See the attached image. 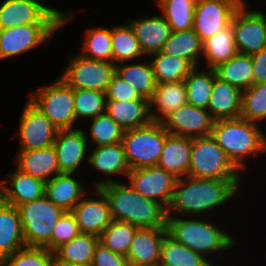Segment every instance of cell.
Segmentation results:
<instances>
[{"label": "cell", "mask_w": 266, "mask_h": 266, "mask_svg": "<svg viewBox=\"0 0 266 266\" xmlns=\"http://www.w3.org/2000/svg\"><path fill=\"white\" fill-rule=\"evenodd\" d=\"M240 183V179H210L188 175L178 178L167 208V216L179 212L197 217L207 211L216 210L237 196Z\"/></svg>", "instance_id": "cell-1"}, {"label": "cell", "mask_w": 266, "mask_h": 266, "mask_svg": "<svg viewBox=\"0 0 266 266\" xmlns=\"http://www.w3.org/2000/svg\"><path fill=\"white\" fill-rule=\"evenodd\" d=\"M94 185L107 197L113 220L128 222L137 228H166L167 209L159 202L145 198L129 184L108 177Z\"/></svg>", "instance_id": "cell-2"}, {"label": "cell", "mask_w": 266, "mask_h": 266, "mask_svg": "<svg viewBox=\"0 0 266 266\" xmlns=\"http://www.w3.org/2000/svg\"><path fill=\"white\" fill-rule=\"evenodd\" d=\"M258 124L241 117L214 122L211 136L239 171L246 168L249 155L266 153V133Z\"/></svg>", "instance_id": "cell-3"}, {"label": "cell", "mask_w": 266, "mask_h": 266, "mask_svg": "<svg viewBox=\"0 0 266 266\" xmlns=\"http://www.w3.org/2000/svg\"><path fill=\"white\" fill-rule=\"evenodd\" d=\"M195 218L167 216L168 235L204 257L208 253L214 254L233 247L235 240L227 234L228 232H224L212 222Z\"/></svg>", "instance_id": "cell-4"}, {"label": "cell", "mask_w": 266, "mask_h": 266, "mask_svg": "<svg viewBox=\"0 0 266 266\" xmlns=\"http://www.w3.org/2000/svg\"><path fill=\"white\" fill-rule=\"evenodd\" d=\"M26 247H45L51 251L55 224L65 212L45 195L17 206Z\"/></svg>", "instance_id": "cell-5"}, {"label": "cell", "mask_w": 266, "mask_h": 266, "mask_svg": "<svg viewBox=\"0 0 266 266\" xmlns=\"http://www.w3.org/2000/svg\"><path fill=\"white\" fill-rule=\"evenodd\" d=\"M168 134L158 121L124 131L121 143L130 170L156 166Z\"/></svg>", "instance_id": "cell-6"}, {"label": "cell", "mask_w": 266, "mask_h": 266, "mask_svg": "<svg viewBox=\"0 0 266 266\" xmlns=\"http://www.w3.org/2000/svg\"><path fill=\"white\" fill-rule=\"evenodd\" d=\"M188 176L210 179H241L240 171L211 135L192 138Z\"/></svg>", "instance_id": "cell-7"}, {"label": "cell", "mask_w": 266, "mask_h": 266, "mask_svg": "<svg viewBox=\"0 0 266 266\" xmlns=\"http://www.w3.org/2000/svg\"><path fill=\"white\" fill-rule=\"evenodd\" d=\"M29 96V101L38 108L58 129H73L76 121L74 89L61 78L42 87Z\"/></svg>", "instance_id": "cell-8"}, {"label": "cell", "mask_w": 266, "mask_h": 266, "mask_svg": "<svg viewBox=\"0 0 266 266\" xmlns=\"http://www.w3.org/2000/svg\"><path fill=\"white\" fill-rule=\"evenodd\" d=\"M70 14L62 12V24H28L0 29V59L21 55L45 43L74 13Z\"/></svg>", "instance_id": "cell-9"}, {"label": "cell", "mask_w": 266, "mask_h": 266, "mask_svg": "<svg viewBox=\"0 0 266 266\" xmlns=\"http://www.w3.org/2000/svg\"><path fill=\"white\" fill-rule=\"evenodd\" d=\"M65 68L59 78L69 87L98 90L104 93L115 74L114 63L85 58L80 53L70 59Z\"/></svg>", "instance_id": "cell-10"}, {"label": "cell", "mask_w": 266, "mask_h": 266, "mask_svg": "<svg viewBox=\"0 0 266 266\" xmlns=\"http://www.w3.org/2000/svg\"><path fill=\"white\" fill-rule=\"evenodd\" d=\"M28 24H62V11L41 0H5L0 5V29Z\"/></svg>", "instance_id": "cell-11"}, {"label": "cell", "mask_w": 266, "mask_h": 266, "mask_svg": "<svg viewBox=\"0 0 266 266\" xmlns=\"http://www.w3.org/2000/svg\"><path fill=\"white\" fill-rule=\"evenodd\" d=\"M246 8L244 1L235 11L231 26L238 53L251 55L266 47V15Z\"/></svg>", "instance_id": "cell-12"}, {"label": "cell", "mask_w": 266, "mask_h": 266, "mask_svg": "<svg viewBox=\"0 0 266 266\" xmlns=\"http://www.w3.org/2000/svg\"><path fill=\"white\" fill-rule=\"evenodd\" d=\"M127 179L136 192L167 209L178 178L156 165L130 170Z\"/></svg>", "instance_id": "cell-13"}, {"label": "cell", "mask_w": 266, "mask_h": 266, "mask_svg": "<svg viewBox=\"0 0 266 266\" xmlns=\"http://www.w3.org/2000/svg\"><path fill=\"white\" fill-rule=\"evenodd\" d=\"M243 2L244 0H197L193 30L201 41L227 28L235 11Z\"/></svg>", "instance_id": "cell-14"}, {"label": "cell", "mask_w": 266, "mask_h": 266, "mask_svg": "<svg viewBox=\"0 0 266 266\" xmlns=\"http://www.w3.org/2000/svg\"><path fill=\"white\" fill-rule=\"evenodd\" d=\"M51 121L29 100L19 123L20 150H37L54 144L58 132Z\"/></svg>", "instance_id": "cell-15"}, {"label": "cell", "mask_w": 266, "mask_h": 266, "mask_svg": "<svg viewBox=\"0 0 266 266\" xmlns=\"http://www.w3.org/2000/svg\"><path fill=\"white\" fill-rule=\"evenodd\" d=\"M161 122L169 134L196 138L211 135L215 120L208 110L186 104Z\"/></svg>", "instance_id": "cell-16"}, {"label": "cell", "mask_w": 266, "mask_h": 266, "mask_svg": "<svg viewBox=\"0 0 266 266\" xmlns=\"http://www.w3.org/2000/svg\"><path fill=\"white\" fill-rule=\"evenodd\" d=\"M98 199H92L87 195L75 205L72 213L81 233L100 236L113 221L110 205L104 192L95 187ZM90 198V199H89Z\"/></svg>", "instance_id": "cell-17"}, {"label": "cell", "mask_w": 266, "mask_h": 266, "mask_svg": "<svg viewBox=\"0 0 266 266\" xmlns=\"http://www.w3.org/2000/svg\"><path fill=\"white\" fill-rule=\"evenodd\" d=\"M81 129H59L53 144L60 173H75L86 156L88 138Z\"/></svg>", "instance_id": "cell-18"}, {"label": "cell", "mask_w": 266, "mask_h": 266, "mask_svg": "<svg viewBox=\"0 0 266 266\" xmlns=\"http://www.w3.org/2000/svg\"><path fill=\"white\" fill-rule=\"evenodd\" d=\"M166 228H138L127 254L129 266H159Z\"/></svg>", "instance_id": "cell-19"}, {"label": "cell", "mask_w": 266, "mask_h": 266, "mask_svg": "<svg viewBox=\"0 0 266 266\" xmlns=\"http://www.w3.org/2000/svg\"><path fill=\"white\" fill-rule=\"evenodd\" d=\"M9 175L7 179L0 181L3 202L17 207L45 195V182L23 173L17 168Z\"/></svg>", "instance_id": "cell-20"}, {"label": "cell", "mask_w": 266, "mask_h": 266, "mask_svg": "<svg viewBox=\"0 0 266 266\" xmlns=\"http://www.w3.org/2000/svg\"><path fill=\"white\" fill-rule=\"evenodd\" d=\"M127 23L132 27L144 55L160 52L164 43L171 35V27L165 17L151 16L129 20Z\"/></svg>", "instance_id": "cell-21"}, {"label": "cell", "mask_w": 266, "mask_h": 266, "mask_svg": "<svg viewBox=\"0 0 266 266\" xmlns=\"http://www.w3.org/2000/svg\"><path fill=\"white\" fill-rule=\"evenodd\" d=\"M18 152L16 168L23 173L45 183L60 173L57 154L53 145L37 150H19Z\"/></svg>", "instance_id": "cell-22"}, {"label": "cell", "mask_w": 266, "mask_h": 266, "mask_svg": "<svg viewBox=\"0 0 266 266\" xmlns=\"http://www.w3.org/2000/svg\"><path fill=\"white\" fill-rule=\"evenodd\" d=\"M192 138L168 134L157 163L177 178L188 175L191 162Z\"/></svg>", "instance_id": "cell-23"}, {"label": "cell", "mask_w": 266, "mask_h": 266, "mask_svg": "<svg viewBox=\"0 0 266 266\" xmlns=\"http://www.w3.org/2000/svg\"><path fill=\"white\" fill-rule=\"evenodd\" d=\"M105 112L124 130L145 126L153 121L150 100H106Z\"/></svg>", "instance_id": "cell-24"}, {"label": "cell", "mask_w": 266, "mask_h": 266, "mask_svg": "<svg viewBox=\"0 0 266 266\" xmlns=\"http://www.w3.org/2000/svg\"><path fill=\"white\" fill-rule=\"evenodd\" d=\"M242 91L219 77L214 78L207 110L213 119L239 118L241 113Z\"/></svg>", "instance_id": "cell-25"}, {"label": "cell", "mask_w": 266, "mask_h": 266, "mask_svg": "<svg viewBox=\"0 0 266 266\" xmlns=\"http://www.w3.org/2000/svg\"><path fill=\"white\" fill-rule=\"evenodd\" d=\"M26 247L17 207L0 204V260Z\"/></svg>", "instance_id": "cell-26"}, {"label": "cell", "mask_w": 266, "mask_h": 266, "mask_svg": "<svg viewBox=\"0 0 266 266\" xmlns=\"http://www.w3.org/2000/svg\"><path fill=\"white\" fill-rule=\"evenodd\" d=\"M73 173H59L45 183V196L64 211H72L85 195L86 188Z\"/></svg>", "instance_id": "cell-27"}, {"label": "cell", "mask_w": 266, "mask_h": 266, "mask_svg": "<svg viewBox=\"0 0 266 266\" xmlns=\"http://www.w3.org/2000/svg\"><path fill=\"white\" fill-rule=\"evenodd\" d=\"M187 104V91L184 81L157 83L150 99V112L153 121L161 122L171 112ZM157 111L153 112L152 108Z\"/></svg>", "instance_id": "cell-28"}, {"label": "cell", "mask_w": 266, "mask_h": 266, "mask_svg": "<svg viewBox=\"0 0 266 266\" xmlns=\"http://www.w3.org/2000/svg\"><path fill=\"white\" fill-rule=\"evenodd\" d=\"M94 150L88 155L89 164L108 175L109 177L122 174L127 177L130 167L127 163L124 148L121 142L112 145L95 146Z\"/></svg>", "instance_id": "cell-29"}, {"label": "cell", "mask_w": 266, "mask_h": 266, "mask_svg": "<svg viewBox=\"0 0 266 266\" xmlns=\"http://www.w3.org/2000/svg\"><path fill=\"white\" fill-rule=\"evenodd\" d=\"M98 244V236L80 233L54 251L56 264L92 263L94 251Z\"/></svg>", "instance_id": "cell-30"}, {"label": "cell", "mask_w": 266, "mask_h": 266, "mask_svg": "<svg viewBox=\"0 0 266 266\" xmlns=\"http://www.w3.org/2000/svg\"><path fill=\"white\" fill-rule=\"evenodd\" d=\"M198 34L193 30L172 31L164 43L162 53L188 60L198 68V58L203 54V45Z\"/></svg>", "instance_id": "cell-31"}, {"label": "cell", "mask_w": 266, "mask_h": 266, "mask_svg": "<svg viewBox=\"0 0 266 266\" xmlns=\"http://www.w3.org/2000/svg\"><path fill=\"white\" fill-rule=\"evenodd\" d=\"M217 77L241 91L253 85V65L251 55L237 53L226 62L214 68Z\"/></svg>", "instance_id": "cell-32"}, {"label": "cell", "mask_w": 266, "mask_h": 266, "mask_svg": "<svg viewBox=\"0 0 266 266\" xmlns=\"http://www.w3.org/2000/svg\"><path fill=\"white\" fill-rule=\"evenodd\" d=\"M202 43V55H204L203 57L207 62V68L214 69L238 53L231 24Z\"/></svg>", "instance_id": "cell-33"}, {"label": "cell", "mask_w": 266, "mask_h": 266, "mask_svg": "<svg viewBox=\"0 0 266 266\" xmlns=\"http://www.w3.org/2000/svg\"><path fill=\"white\" fill-rule=\"evenodd\" d=\"M149 56L152 57L150 64L157 83L184 81L195 68L188 60L161 51Z\"/></svg>", "instance_id": "cell-34"}, {"label": "cell", "mask_w": 266, "mask_h": 266, "mask_svg": "<svg viewBox=\"0 0 266 266\" xmlns=\"http://www.w3.org/2000/svg\"><path fill=\"white\" fill-rule=\"evenodd\" d=\"M211 263L213 262L175 241L168 234L164 237L159 266H209Z\"/></svg>", "instance_id": "cell-35"}, {"label": "cell", "mask_w": 266, "mask_h": 266, "mask_svg": "<svg viewBox=\"0 0 266 266\" xmlns=\"http://www.w3.org/2000/svg\"><path fill=\"white\" fill-rule=\"evenodd\" d=\"M115 73L128 82L141 97L150 100L157 85L150 62L140 64H116Z\"/></svg>", "instance_id": "cell-36"}, {"label": "cell", "mask_w": 266, "mask_h": 266, "mask_svg": "<svg viewBox=\"0 0 266 266\" xmlns=\"http://www.w3.org/2000/svg\"><path fill=\"white\" fill-rule=\"evenodd\" d=\"M216 76L214 69L207 68L203 71L195 67L184 80L187 104L207 110Z\"/></svg>", "instance_id": "cell-37"}, {"label": "cell", "mask_w": 266, "mask_h": 266, "mask_svg": "<svg viewBox=\"0 0 266 266\" xmlns=\"http://www.w3.org/2000/svg\"><path fill=\"white\" fill-rule=\"evenodd\" d=\"M113 63L127 62L144 56L135 33L128 23L111 28Z\"/></svg>", "instance_id": "cell-38"}, {"label": "cell", "mask_w": 266, "mask_h": 266, "mask_svg": "<svg viewBox=\"0 0 266 266\" xmlns=\"http://www.w3.org/2000/svg\"><path fill=\"white\" fill-rule=\"evenodd\" d=\"M197 0H159L162 11L172 31H183L193 28L194 12Z\"/></svg>", "instance_id": "cell-39"}, {"label": "cell", "mask_w": 266, "mask_h": 266, "mask_svg": "<svg viewBox=\"0 0 266 266\" xmlns=\"http://www.w3.org/2000/svg\"><path fill=\"white\" fill-rule=\"evenodd\" d=\"M80 54L85 58L113 63L111 28L92 27L85 32Z\"/></svg>", "instance_id": "cell-40"}, {"label": "cell", "mask_w": 266, "mask_h": 266, "mask_svg": "<svg viewBox=\"0 0 266 266\" xmlns=\"http://www.w3.org/2000/svg\"><path fill=\"white\" fill-rule=\"evenodd\" d=\"M138 228L128 222L113 220L99 236V243L115 253L127 257Z\"/></svg>", "instance_id": "cell-41"}, {"label": "cell", "mask_w": 266, "mask_h": 266, "mask_svg": "<svg viewBox=\"0 0 266 266\" xmlns=\"http://www.w3.org/2000/svg\"><path fill=\"white\" fill-rule=\"evenodd\" d=\"M240 117L256 123L266 119V83L253 84L242 91Z\"/></svg>", "instance_id": "cell-42"}, {"label": "cell", "mask_w": 266, "mask_h": 266, "mask_svg": "<svg viewBox=\"0 0 266 266\" xmlns=\"http://www.w3.org/2000/svg\"><path fill=\"white\" fill-rule=\"evenodd\" d=\"M106 93L91 89H74V110L78 118L92 119L105 113Z\"/></svg>", "instance_id": "cell-43"}, {"label": "cell", "mask_w": 266, "mask_h": 266, "mask_svg": "<svg viewBox=\"0 0 266 266\" xmlns=\"http://www.w3.org/2000/svg\"><path fill=\"white\" fill-rule=\"evenodd\" d=\"M0 266H56L55 254L45 247H24L1 259Z\"/></svg>", "instance_id": "cell-44"}, {"label": "cell", "mask_w": 266, "mask_h": 266, "mask_svg": "<svg viewBox=\"0 0 266 266\" xmlns=\"http://www.w3.org/2000/svg\"><path fill=\"white\" fill-rule=\"evenodd\" d=\"M91 120L90 135L96 146L112 145L122 141L124 130L106 112Z\"/></svg>", "instance_id": "cell-45"}, {"label": "cell", "mask_w": 266, "mask_h": 266, "mask_svg": "<svg viewBox=\"0 0 266 266\" xmlns=\"http://www.w3.org/2000/svg\"><path fill=\"white\" fill-rule=\"evenodd\" d=\"M79 226L71 211H65L54 226L51 237V251L69 242L80 234Z\"/></svg>", "instance_id": "cell-46"}, {"label": "cell", "mask_w": 266, "mask_h": 266, "mask_svg": "<svg viewBox=\"0 0 266 266\" xmlns=\"http://www.w3.org/2000/svg\"><path fill=\"white\" fill-rule=\"evenodd\" d=\"M136 99H147L140 94L128 82L118 74H114L106 91V100L131 101Z\"/></svg>", "instance_id": "cell-47"}, {"label": "cell", "mask_w": 266, "mask_h": 266, "mask_svg": "<svg viewBox=\"0 0 266 266\" xmlns=\"http://www.w3.org/2000/svg\"><path fill=\"white\" fill-rule=\"evenodd\" d=\"M92 266H129L126 256L115 253L99 243L94 251Z\"/></svg>", "instance_id": "cell-48"}, {"label": "cell", "mask_w": 266, "mask_h": 266, "mask_svg": "<svg viewBox=\"0 0 266 266\" xmlns=\"http://www.w3.org/2000/svg\"><path fill=\"white\" fill-rule=\"evenodd\" d=\"M253 65V84L266 83V47L251 54Z\"/></svg>", "instance_id": "cell-49"}, {"label": "cell", "mask_w": 266, "mask_h": 266, "mask_svg": "<svg viewBox=\"0 0 266 266\" xmlns=\"http://www.w3.org/2000/svg\"><path fill=\"white\" fill-rule=\"evenodd\" d=\"M56 266H92V264H56Z\"/></svg>", "instance_id": "cell-50"}, {"label": "cell", "mask_w": 266, "mask_h": 266, "mask_svg": "<svg viewBox=\"0 0 266 266\" xmlns=\"http://www.w3.org/2000/svg\"><path fill=\"white\" fill-rule=\"evenodd\" d=\"M3 202V199H2V192H1V189H0V204Z\"/></svg>", "instance_id": "cell-51"}]
</instances>
